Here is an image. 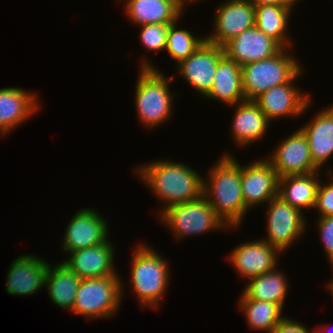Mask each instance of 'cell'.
I'll list each match as a JSON object with an SVG mask.
<instances>
[{
    "mask_svg": "<svg viewBox=\"0 0 333 333\" xmlns=\"http://www.w3.org/2000/svg\"><path fill=\"white\" fill-rule=\"evenodd\" d=\"M213 166L207 180L203 179V196L226 229L236 228L248 211L242 194L241 165L232 155L225 154Z\"/></svg>",
    "mask_w": 333,
    "mask_h": 333,
    "instance_id": "1",
    "label": "cell"
},
{
    "mask_svg": "<svg viewBox=\"0 0 333 333\" xmlns=\"http://www.w3.org/2000/svg\"><path fill=\"white\" fill-rule=\"evenodd\" d=\"M135 174L145 182L164 207L199 199L203 195V178L181 162L156 160L135 167Z\"/></svg>",
    "mask_w": 333,
    "mask_h": 333,
    "instance_id": "2",
    "label": "cell"
},
{
    "mask_svg": "<svg viewBox=\"0 0 333 333\" xmlns=\"http://www.w3.org/2000/svg\"><path fill=\"white\" fill-rule=\"evenodd\" d=\"M142 61L136 82L135 104L139 120L151 129L166 122L172 114L173 97L177 93L170 92L169 84L175 77H165L146 58Z\"/></svg>",
    "mask_w": 333,
    "mask_h": 333,
    "instance_id": "3",
    "label": "cell"
},
{
    "mask_svg": "<svg viewBox=\"0 0 333 333\" xmlns=\"http://www.w3.org/2000/svg\"><path fill=\"white\" fill-rule=\"evenodd\" d=\"M131 261V285L140 308H157L168 288L169 266L167 261L150 246H136ZM163 294V295H162Z\"/></svg>",
    "mask_w": 333,
    "mask_h": 333,
    "instance_id": "4",
    "label": "cell"
},
{
    "mask_svg": "<svg viewBox=\"0 0 333 333\" xmlns=\"http://www.w3.org/2000/svg\"><path fill=\"white\" fill-rule=\"evenodd\" d=\"M287 50L241 66L245 100L254 101L268 89L289 82L303 68Z\"/></svg>",
    "mask_w": 333,
    "mask_h": 333,
    "instance_id": "5",
    "label": "cell"
},
{
    "mask_svg": "<svg viewBox=\"0 0 333 333\" xmlns=\"http://www.w3.org/2000/svg\"><path fill=\"white\" fill-rule=\"evenodd\" d=\"M121 284L118 275L81 279L72 313L91 320L116 315L124 294Z\"/></svg>",
    "mask_w": 333,
    "mask_h": 333,
    "instance_id": "6",
    "label": "cell"
},
{
    "mask_svg": "<svg viewBox=\"0 0 333 333\" xmlns=\"http://www.w3.org/2000/svg\"><path fill=\"white\" fill-rule=\"evenodd\" d=\"M160 210V219L174 232L178 241L186 236L201 235L219 228L225 230L227 227L203 195L197 200L173 204Z\"/></svg>",
    "mask_w": 333,
    "mask_h": 333,
    "instance_id": "7",
    "label": "cell"
},
{
    "mask_svg": "<svg viewBox=\"0 0 333 333\" xmlns=\"http://www.w3.org/2000/svg\"><path fill=\"white\" fill-rule=\"evenodd\" d=\"M267 204V238L263 240L283 252L304 234L306 218L278 195Z\"/></svg>",
    "mask_w": 333,
    "mask_h": 333,
    "instance_id": "8",
    "label": "cell"
},
{
    "mask_svg": "<svg viewBox=\"0 0 333 333\" xmlns=\"http://www.w3.org/2000/svg\"><path fill=\"white\" fill-rule=\"evenodd\" d=\"M106 220L93 208H82L70 219L63 237L66 253L103 244L109 240ZM108 238V239H107Z\"/></svg>",
    "mask_w": 333,
    "mask_h": 333,
    "instance_id": "9",
    "label": "cell"
},
{
    "mask_svg": "<svg viewBox=\"0 0 333 333\" xmlns=\"http://www.w3.org/2000/svg\"><path fill=\"white\" fill-rule=\"evenodd\" d=\"M267 160L271 163L279 178L320 171L313 163L307 137L301 129L280 141L278 147Z\"/></svg>",
    "mask_w": 333,
    "mask_h": 333,
    "instance_id": "10",
    "label": "cell"
},
{
    "mask_svg": "<svg viewBox=\"0 0 333 333\" xmlns=\"http://www.w3.org/2000/svg\"><path fill=\"white\" fill-rule=\"evenodd\" d=\"M214 32L206 41L223 47L246 29L255 25V6L248 0H227L217 7Z\"/></svg>",
    "mask_w": 333,
    "mask_h": 333,
    "instance_id": "11",
    "label": "cell"
},
{
    "mask_svg": "<svg viewBox=\"0 0 333 333\" xmlns=\"http://www.w3.org/2000/svg\"><path fill=\"white\" fill-rule=\"evenodd\" d=\"M302 72L303 68L289 82L268 89L254 100L269 122L284 116H300L310 106L309 95L294 85L295 79H298Z\"/></svg>",
    "mask_w": 333,
    "mask_h": 333,
    "instance_id": "12",
    "label": "cell"
},
{
    "mask_svg": "<svg viewBox=\"0 0 333 333\" xmlns=\"http://www.w3.org/2000/svg\"><path fill=\"white\" fill-rule=\"evenodd\" d=\"M225 57L223 47L206 40L187 59L180 61L179 75L204 97L210 92L218 63Z\"/></svg>",
    "mask_w": 333,
    "mask_h": 333,
    "instance_id": "13",
    "label": "cell"
},
{
    "mask_svg": "<svg viewBox=\"0 0 333 333\" xmlns=\"http://www.w3.org/2000/svg\"><path fill=\"white\" fill-rule=\"evenodd\" d=\"M241 187L245 206L251 209L278 195L279 177L265 157L264 160L241 165Z\"/></svg>",
    "mask_w": 333,
    "mask_h": 333,
    "instance_id": "14",
    "label": "cell"
},
{
    "mask_svg": "<svg viewBox=\"0 0 333 333\" xmlns=\"http://www.w3.org/2000/svg\"><path fill=\"white\" fill-rule=\"evenodd\" d=\"M282 47L255 25L228 41L223 50L225 56L243 66L248 63L270 58Z\"/></svg>",
    "mask_w": 333,
    "mask_h": 333,
    "instance_id": "15",
    "label": "cell"
},
{
    "mask_svg": "<svg viewBox=\"0 0 333 333\" xmlns=\"http://www.w3.org/2000/svg\"><path fill=\"white\" fill-rule=\"evenodd\" d=\"M279 253L278 249L261 239L241 243L228 259L241 277L251 279L275 269Z\"/></svg>",
    "mask_w": 333,
    "mask_h": 333,
    "instance_id": "16",
    "label": "cell"
},
{
    "mask_svg": "<svg viewBox=\"0 0 333 333\" xmlns=\"http://www.w3.org/2000/svg\"><path fill=\"white\" fill-rule=\"evenodd\" d=\"M48 261L35 255L18 256L6 275V292L9 295H32L45 286Z\"/></svg>",
    "mask_w": 333,
    "mask_h": 333,
    "instance_id": "17",
    "label": "cell"
},
{
    "mask_svg": "<svg viewBox=\"0 0 333 333\" xmlns=\"http://www.w3.org/2000/svg\"><path fill=\"white\" fill-rule=\"evenodd\" d=\"M108 240L103 244L85 248L68 255V260H63L70 270L75 272L80 279L118 275L114 270V250Z\"/></svg>",
    "mask_w": 333,
    "mask_h": 333,
    "instance_id": "18",
    "label": "cell"
},
{
    "mask_svg": "<svg viewBox=\"0 0 333 333\" xmlns=\"http://www.w3.org/2000/svg\"><path fill=\"white\" fill-rule=\"evenodd\" d=\"M22 88L0 89V135L10 133L40 107L36 93Z\"/></svg>",
    "mask_w": 333,
    "mask_h": 333,
    "instance_id": "19",
    "label": "cell"
},
{
    "mask_svg": "<svg viewBox=\"0 0 333 333\" xmlns=\"http://www.w3.org/2000/svg\"><path fill=\"white\" fill-rule=\"evenodd\" d=\"M300 129L307 137L313 163L319 168L333 155V106L316 114Z\"/></svg>",
    "mask_w": 333,
    "mask_h": 333,
    "instance_id": "20",
    "label": "cell"
},
{
    "mask_svg": "<svg viewBox=\"0 0 333 333\" xmlns=\"http://www.w3.org/2000/svg\"><path fill=\"white\" fill-rule=\"evenodd\" d=\"M232 121V135L240 146H246L261 139L267 132L268 119L254 101L237 103Z\"/></svg>",
    "mask_w": 333,
    "mask_h": 333,
    "instance_id": "21",
    "label": "cell"
},
{
    "mask_svg": "<svg viewBox=\"0 0 333 333\" xmlns=\"http://www.w3.org/2000/svg\"><path fill=\"white\" fill-rule=\"evenodd\" d=\"M205 98L235 106L245 101L241 66L226 56L218 63L213 86Z\"/></svg>",
    "mask_w": 333,
    "mask_h": 333,
    "instance_id": "22",
    "label": "cell"
},
{
    "mask_svg": "<svg viewBox=\"0 0 333 333\" xmlns=\"http://www.w3.org/2000/svg\"><path fill=\"white\" fill-rule=\"evenodd\" d=\"M125 12L131 22L145 24H172L182 12L169 0H124Z\"/></svg>",
    "mask_w": 333,
    "mask_h": 333,
    "instance_id": "23",
    "label": "cell"
},
{
    "mask_svg": "<svg viewBox=\"0 0 333 333\" xmlns=\"http://www.w3.org/2000/svg\"><path fill=\"white\" fill-rule=\"evenodd\" d=\"M319 172L305 175H288L279 178L278 196L292 207L303 209L314 208L317 188L320 183Z\"/></svg>",
    "mask_w": 333,
    "mask_h": 333,
    "instance_id": "24",
    "label": "cell"
},
{
    "mask_svg": "<svg viewBox=\"0 0 333 333\" xmlns=\"http://www.w3.org/2000/svg\"><path fill=\"white\" fill-rule=\"evenodd\" d=\"M80 278L62 262L53 268L48 266L45 286L49 296L57 306L72 312Z\"/></svg>",
    "mask_w": 333,
    "mask_h": 333,
    "instance_id": "25",
    "label": "cell"
},
{
    "mask_svg": "<svg viewBox=\"0 0 333 333\" xmlns=\"http://www.w3.org/2000/svg\"><path fill=\"white\" fill-rule=\"evenodd\" d=\"M282 271L275 269L249 279L239 299H255L277 304L282 310L288 283Z\"/></svg>",
    "mask_w": 333,
    "mask_h": 333,
    "instance_id": "26",
    "label": "cell"
},
{
    "mask_svg": "<svg viewBox=\"0 0 333 333\" xmlns=\"http://www.w3.org/2000/svg\"><path fill=\"white\" fill-rule=\"evenodd\" d=\"M291 11L287 5L255 6V26L282 48H289L292 43L286 33Z\"/></svg>",
    "mask_w": 333,
    "mask_h": 333,
    "instance_id": "27",
    "label": "cell"
},
{
    "mask_svg": "<svg viewBox=\"0 0 333 333\" xmlns=\"http://www.w3.org/2000/svg\"><path fill=\"white\" fill-rule=\"evenodd\" d=\"M239 308L246 314V322L254 330H263L271 333L284 318L282 309L274 303L255 300L240 299Z\"/></svg>",
    "mask_w": 333,
    "mask_h": 333,
    "instance_id": "28",
    "label": "cell"
},
{
    "mask_svg": "<svg viewBox=\"0 0 333 333\" xmlns=\"http://www.w3.org/2000/svg\"><path fill=\"white\" fill-rule=\"evenodd\" d=\"M178 22L170 24L165 48L177 64L192 55L206 40L205 37L193 36L186 29H177Z\"/></svg>",
    "mask_w": 333,
    "mask_h": 333,
    "instance_id": "29",
    "label": "cell"
},
{
    "mask_svg": "<svg viewBox=\"0 0 333 333\" xmlns=\"http://www.w3.org/2000/svg\"><path fill=\"white\" fill-rule=\"evenodd\" d=\"M169 26L170 24L141 25L139 39L147 51L165 50Z\"/></svg>",
    "mask_w": 333,
    "mask_h": 333,
    "instance_id": "30",
    "label": "cell"
},
{
    "mask_svg": "<svg viewBox=\"0 0 333 333\" xmlns=\"http://www.w3.org/2000/svg\"><path fill=\"white\" fill-rule=\"evenodd\" d=\"M315 208L320 213V217L333 216V181L328 182V184H323L320 181L316 193Z\"/></svg>",
    "mask_w": 333,
    "mask_h": 333,
    "instance_id": "31",
    "label": "cell"
},
{
    "mask_svg": "<svg viewBox=\"0 0 333 333\" xmlns=\"http://www.w3.org/2000/svg\"><path fill=\"white\" fill-rule=\"evenodd\" d=\"M317 222L325 254L333 265V216L319 217Z\"/></svg>",
    "mask_w": 333,
    "mask_h": 333,
    "instance_id": "32",
    "label": "cell"
},
{
    "mask_svg": "<svg viewBox=\"0 0 333 333\" xmlns=\"http://www.w3.org/2000/svg\"><path fill=\"white\" fill-rule=\"evenodd\" d=\"M313 331L312 333H315V330ZM271 333H311V331L305 325L284 316Z\"/></svg>",
    "mask_w": 333,
    "mask_h": 333,
    "instance_id": "33",
    "label": "cell"
},
{
    "mask_svg": "<svg viewBox=\"0 0 333 333\" xmlns=\"http://www.w3.org/2000/svg\"><path fill=\"white\" fill-rule=\"evenodd\" d=\"M254 6L259 5H285L281 0H248Z\"/></svg>",
    "mask_w": 333,
    "mask_h": 333,
    "instance_id": "34",
    "label": "cell"
},
{
    "mask_svg": "<svg viewBox=\"0 0 333 333\" xmlns=\"http://www.w3.org/2000/svg\"><path fill=\"white\" fill-rule=\"evenodd\" d=\"M169 1L173 2L181 11H185L184 6L187 3L185 0H169Z\"/></svg>",
    "mask_w": 333,
    "mask_h": 333,
    "instance_id": "35",
    "label": "cell"
},
{
    "mask_svg": "<svg viewBox=\"0 0 333 333\" xmlns=\"http://www.w3.org/2000/svg\"><path fill=\"white\" fill-rule=\"evenodd\" d=\"M285 5L291 7L293 9L295 2L298 0H281Z\"/></svg>",
    "mask_w": 333,
    "mask_h": 333,
    "instance_id": "36",
    "label": "cell"
},
{
    "mask_svg": "<svg viewBox=\"0 0 333 333\" xmlns=\"http://www.w3.org/2000/svg\"><path fill=\"white\" fill-rule=\"evenodd\" d=\"M331 266H332L331 268L333 269V265ZM327 288L329 289V292L333 296V279H331V281L328 283Z\"/></svg>",
    "mask_w": 333,
    "mask_h": 333,
    "instance_id": "37",
    "label": "cell"
},
{
    "mask_svg": "<svg viewBox=\"0 0 333 333\" xmlns=\"http://www.w3.org/2000/svg\"><path fill=\"white\" fill-rule=\"evenodd\" d=\"M315 333H325L324 330L322 329L321 331L320 330H317V332Z\"/></svg>",
    "mask_w": 333,
    "mask_h": 333,
    "instance_id": "38",
    "label": "cell"
},
{
    "mask_svg": "<svg viewBox=\"0 0 333 333\" xmlns=\"http://www.w3.org/2000/svg\"><path fill=\"white\" fill-rule=\"evenodd\" d=\"M185 1H186V2L188 1V4H190L189 1H190V2H193V1H198V0H185Z\"/></svg>",
    "mask_w": 333,
    "mask_h": 333,
    "instance_id": "39",
    "label": "cell"
}]
</instances>
